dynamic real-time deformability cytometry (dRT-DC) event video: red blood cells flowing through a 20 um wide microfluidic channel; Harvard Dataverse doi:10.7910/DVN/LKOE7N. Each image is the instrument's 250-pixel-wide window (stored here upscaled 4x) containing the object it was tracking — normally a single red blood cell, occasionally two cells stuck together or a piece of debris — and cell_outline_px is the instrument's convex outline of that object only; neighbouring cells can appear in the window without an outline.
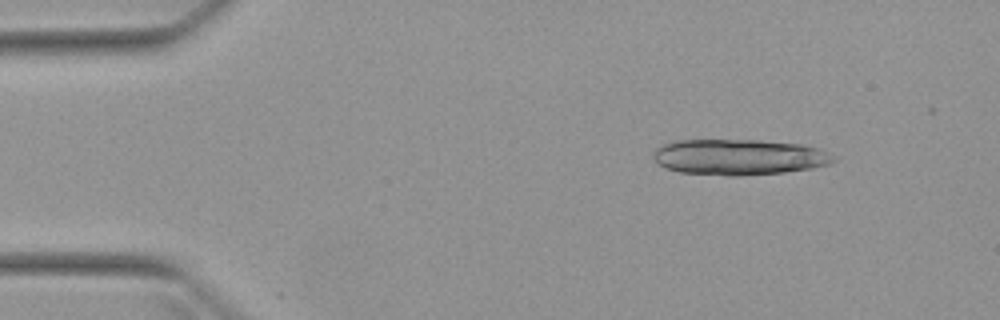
{"species": "Egyptian fruit bat (a non-hibernating species)", "species_latin": "Rousettus aegyptiacus", "temperature_condition": "warm", "stored_images_in_passage": 3, "camera_frame_rate_fps": 3000, "um_per_image_px": 0.085, "animal": {"sex": "female"}, "frame": {"image": 1, "passage_image": 1, "time_ms": 0.0, "image_size_px": [1000, 320], "cell_outline_px": [[836, 160], [828, 164], [812, 168], [784, 172], [736, 176], [728, 176], [680, 172], [664, 168], [656, 164], [652, 156], [656, 148], [664, 144], [676, 140], [760, 140], [804, 144], [820, 148], [836, 156]], "centroid_in_image_um": [62.81, 13.35], "position_along_channel_um": 22.2, "area_um2": 37.97}}